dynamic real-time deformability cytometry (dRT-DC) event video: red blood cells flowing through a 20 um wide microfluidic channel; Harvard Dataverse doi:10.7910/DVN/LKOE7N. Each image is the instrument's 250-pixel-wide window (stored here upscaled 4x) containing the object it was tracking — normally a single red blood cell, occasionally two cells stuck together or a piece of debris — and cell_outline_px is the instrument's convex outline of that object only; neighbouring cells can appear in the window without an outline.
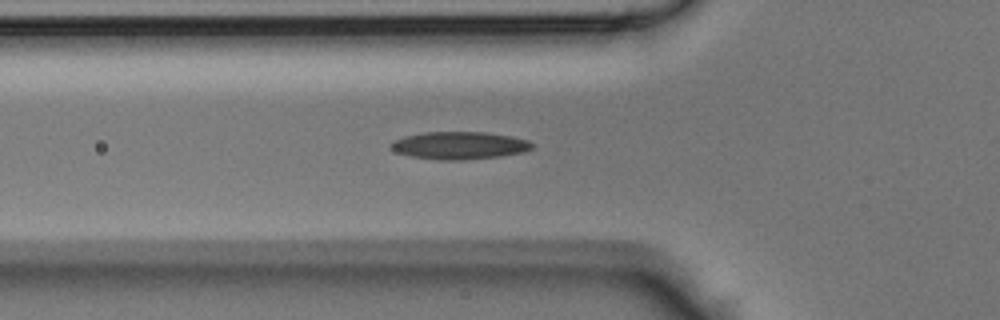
{"species": "Egyptian fruit bat (a non-hibernating species)", "species_latin": "Rousettus aegyptiacus", "temperature_condition": "room temperature", "stored_images_in_passage": 38, "camera_frame_rate_fps": 3000, "um_per_image_px": 0.085, "animal": {"sex": "male"}, "frame": {"image": 1, "passage_image": 14, "time_ms": 4.333, "image_size_px": [1000, 320], "cell_outline_px": [[536, 144], [532, 148], [524, 152], [500, 156], [464, 160], [440, 160], [412, 156], [396, 152], [388, 144], [392, 140], [404, 136], [424, 132], [484, 132], [512, 136], [528, 140]], "centroid_in_image_um": [39.06, 12.36], "position_along_channel_um": 86.7, "area_um2": 22.83}}
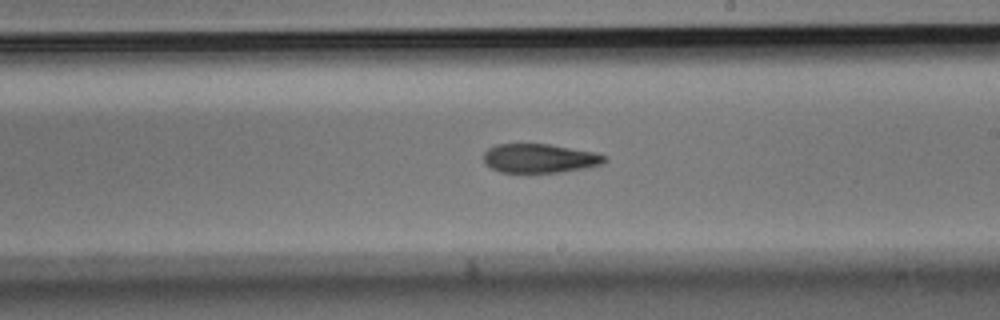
{"frame": {"image": 2, "passage_image": 24, "time_ms": 7.667, "image_size_px": [1000, 320], "cell_outline_px": [[608, 160], [600, 164], [584, 168], [560, 172], [500, 172], [484, 164], [484, 152], [488, 148], [496, 144], [548, 144], [596, 152], [604, 156]], "centroid_in_image_um": [45.84, 13.45], "position_along_channel_um": 243.2, "area_um2": 20.35}}
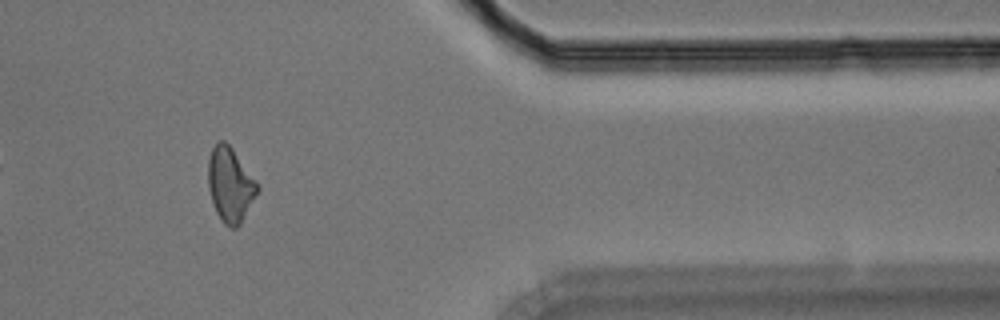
{"frame": {"image": 3, "passage_image": 35, "time_ms": 11.333, "image_size_px": [1000, 320], "cell_outline_px": [[260, 188], [240, 224], [236, 228], [232, 228], [224, 224], [216, 212], [208, 188], [208, 160], [212, 148], [220, 140], [224, 140], [232, 148], [260, 184]], "centroid_in_image_um": [19.58, 15.69], "position_along_channel_um": 391.8, "area_um2": 21.39}}